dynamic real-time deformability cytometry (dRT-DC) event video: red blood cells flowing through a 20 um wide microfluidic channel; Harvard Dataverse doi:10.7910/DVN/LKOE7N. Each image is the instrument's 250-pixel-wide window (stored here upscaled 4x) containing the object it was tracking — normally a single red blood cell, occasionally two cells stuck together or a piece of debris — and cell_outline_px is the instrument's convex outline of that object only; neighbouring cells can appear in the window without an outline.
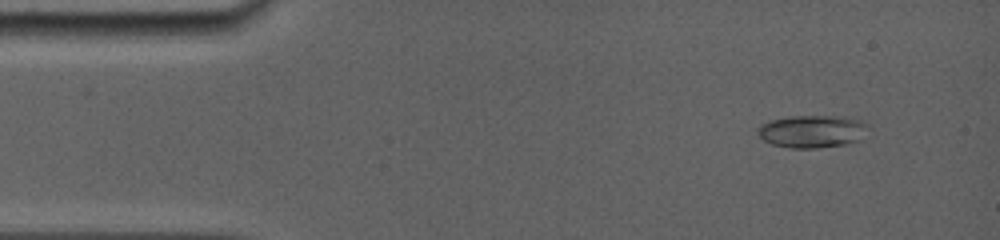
{"species": "common noctule bat (a hibernating species)", "species_latin": "Nyctalus noctula", "temperature_condition": "room temperature", "stored_images_in_passage": 44, "camera_frame_rate_fps": 5000, "um_per_image_px": 0.085, "animal": {"sex": "female", "body_mass_g": 19.0, "forearm_length_mm": 56.7}, "frame": {"image": 1, "passage_image": 3, "time_ms": 1.0, "image_size_px": [1000, 240], "cell_outline_px": [[868, 124], [860, 140], [844, 144], [816, 148], [792, 148], [772, 144], [764, 140], [756, 132], [756, 128], [760, 124], [772, 120], [788, 116], [844, 116], [860, 120]], "centroid_in_image_um": [69.0, 11.15], "position_along_channel_um": 16.0, "area_um2": 20.92}}
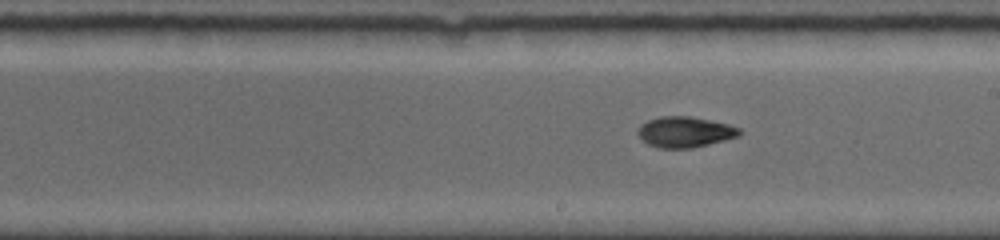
{"frame": {"image": 2, "passage_image": 26, "time_ms": 8.6, "image_size_px": [1000, 240], "cell_outline_px": [[740, 136], [692, 148], [660, 148], [648, 144], [636, 132], [640, 124], [648, 120], [660, 116], [688, 116], [728, 124], [740, 128]], "centroid_in_image_um": [58.2, 11.21], "position_along_channel_um": 230.8, "area_um2": 18.03}}
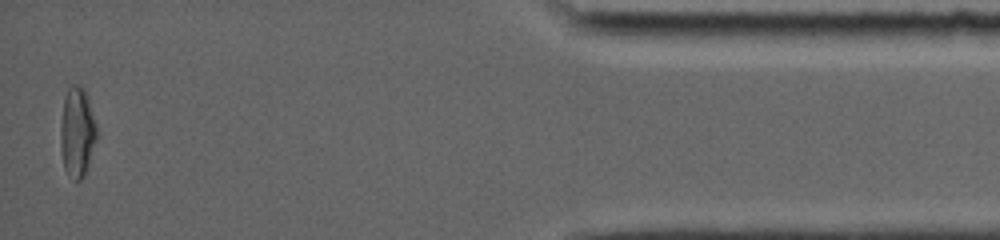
{"frame": {"image": 3, "passage_image": 44, "time_ms": 15.2, "image_size_px": [1000, 240], "cell_outline_px": [[96, 140], [84, 176], [80, 180], [76, 180], [68, 176], [64, 168], [60, 148], [60, 128], [64, 96], [68, 88], [72, 84], [80, 84], [84, 88], [96, 124]], "centroid_in_image_um": [6.53, 11.22], "position_along_channel_um": 428.7, "area_um2": 18.96}, "authors_computed_cell_mechanics": {"area_um2": 17.9469, "velocity_mm_per_s": 3.9278, "shape_relaxation_time_tau1_ms": 4.9789, "shape_relaxation_time_tau2_ms": 3.2146, "deformation_change_tau1": 0.1874, "deformation_change_tau2": 0.0772}}